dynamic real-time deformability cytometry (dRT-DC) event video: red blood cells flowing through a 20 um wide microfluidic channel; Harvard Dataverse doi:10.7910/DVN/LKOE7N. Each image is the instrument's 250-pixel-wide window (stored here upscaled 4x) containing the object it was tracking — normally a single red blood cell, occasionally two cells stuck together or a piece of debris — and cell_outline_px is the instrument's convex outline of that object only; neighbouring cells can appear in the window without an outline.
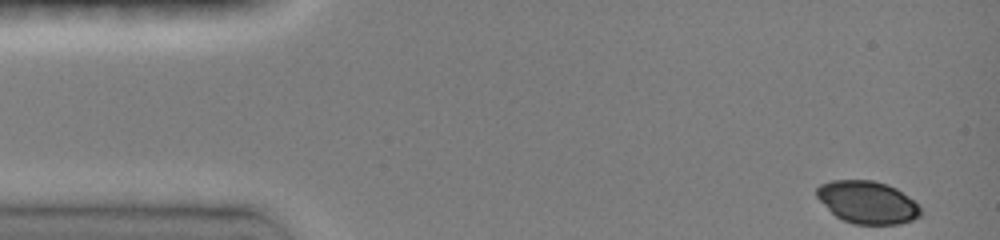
{"species": "common noctule bat (a hibernating species)", "species_latin": "Nyctalus noctula", "temperature_condition": "room temperature", "stored_images_in_passage": 67, "camera_frame_rate_fps": 3000, "um_per_image_px": 0.085, "animal": {"sex": "female", "body_mass_g": 19.0, "forearm_length_mm": 51.5}, "frame": {"image": 1, "passage_image": 1, "time_ms": 0.0, "image_size_px": [1000, 240], "cell_outline_px": [[920, 216], [912, 220], [900, 224], [852, 224], [836, 216], [816, 196], [816, 188], [820, 184], [832, 180], [872, 180], [888, 184], [896, 188], [908, 196], [920, 208]], "centroid_in_image_um": [73.72, 17.19], "position_along_channel_um": 11.3, "area_um2": 25.61}}
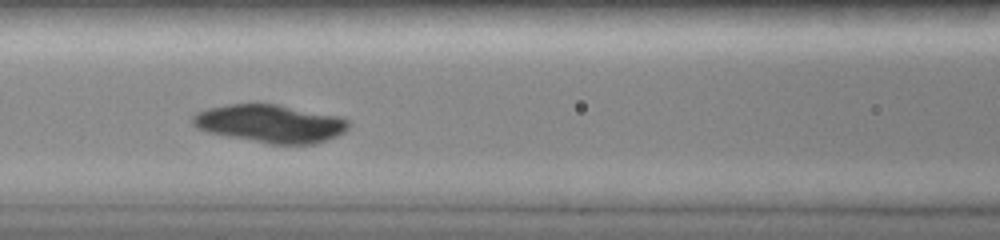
{"frame": {"image": 2, "passage_image": 34, "time_ms": 6.0, "image_size_px": [1000, 240], "cell_outline_px": [[352, 124], [344, 132], [328, 140], [316, 144], [272, 144], [228, 136], [208, 132], [196, 128], [192, 124], [192, 116], [196, 112], [208, 108], [228, 104], [276, 104], [340, 116], [352, 120]], "centroid_in_image_um": [23.02, 10.5], "position_along_channel_um": 143.6, "area_um2": 34.68}}
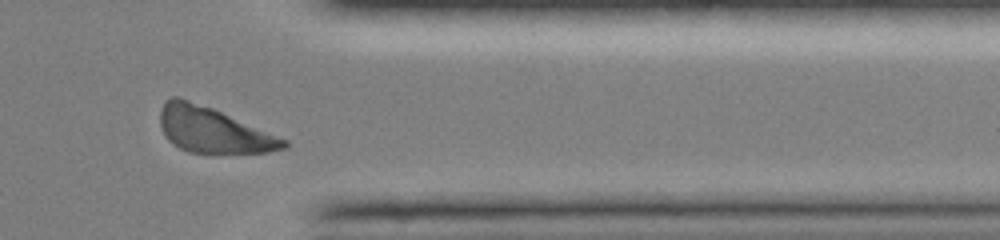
{"frame": {"image": 3, "passage_image": 60, "time_ms": 12.333, "image_size_px": [1000, 240], "cell_outline_px": [[288, 148], [268, 152], [212, 156], [188, 152], [172, 144], [168, 140], [160, 124], [160, 108], [172, 96], [176, 96], [212, 108], [288, 140]], "centroid_in_image_um": [18.14, 11.13], "position_along_channel_um": 393.3, "area_um2": 33.29}}